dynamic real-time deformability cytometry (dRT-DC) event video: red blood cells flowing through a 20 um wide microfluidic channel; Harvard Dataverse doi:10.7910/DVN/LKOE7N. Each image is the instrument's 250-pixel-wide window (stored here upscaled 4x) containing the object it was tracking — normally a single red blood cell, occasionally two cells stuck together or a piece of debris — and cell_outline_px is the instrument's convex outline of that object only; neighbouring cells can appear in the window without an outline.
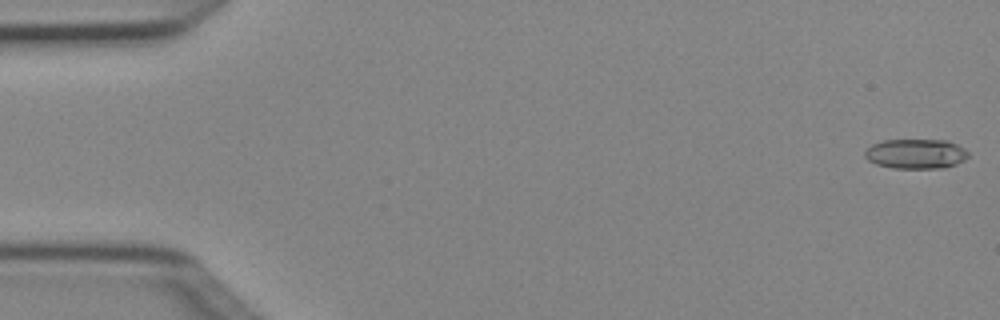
{"species": "Egyptian fruit bat (a non-hibernating species)", "species_latin": "Rousettus aegyptiacus", "temperature_condition": "cold", "stored_images_in_passage": 5, "camera_frame_rate_fps": 3000, "um_per_image_px": 0.085, "animal": {"sex": "female"}, "frame": {"image": 1, "passage_image": 1, "time_ms": 0.0, "image_size_px": [1000, 320], "cell_outline_px": [[968, 156], [964, 160], [956, 164], [944, 168], [892, 168], [876, 164], [868, 160], [864, 156], [864, 152], [872, 144], [884, 140], [948, 140], [964, 148], [968, 152]], "centroid_in_image_um": [77.85, 13.07], "position_along_channel_um": 7.2, "area_um2": 17.98}}
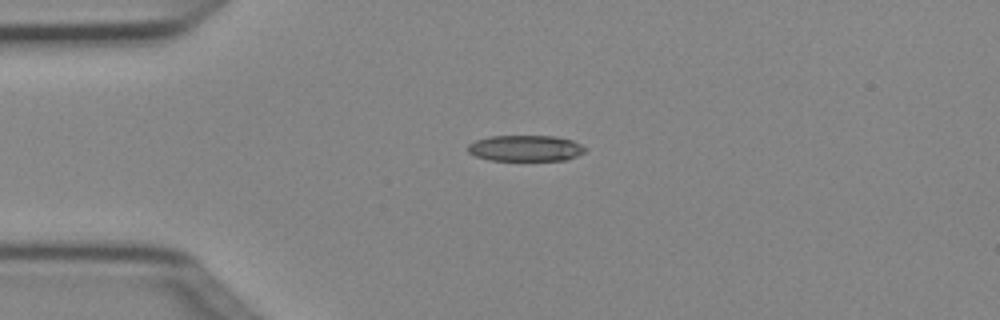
{"frame": {"image": 2, "passage_image": 4, "time_ms": 1.0, "image_size_px": [1000, 320], "cell_outline_px": [[588, 148], [584, 152], [576, 156], [564, 160], [488, 160], [476, 156], [468, 152], [468, 144], [476, 140], [488, 136], [556, 136], [572, 140]], "centroid_in_image_um": [44.66, 12.59], "position_along_channel_um": 40.3, "area_um2": 17.8}}